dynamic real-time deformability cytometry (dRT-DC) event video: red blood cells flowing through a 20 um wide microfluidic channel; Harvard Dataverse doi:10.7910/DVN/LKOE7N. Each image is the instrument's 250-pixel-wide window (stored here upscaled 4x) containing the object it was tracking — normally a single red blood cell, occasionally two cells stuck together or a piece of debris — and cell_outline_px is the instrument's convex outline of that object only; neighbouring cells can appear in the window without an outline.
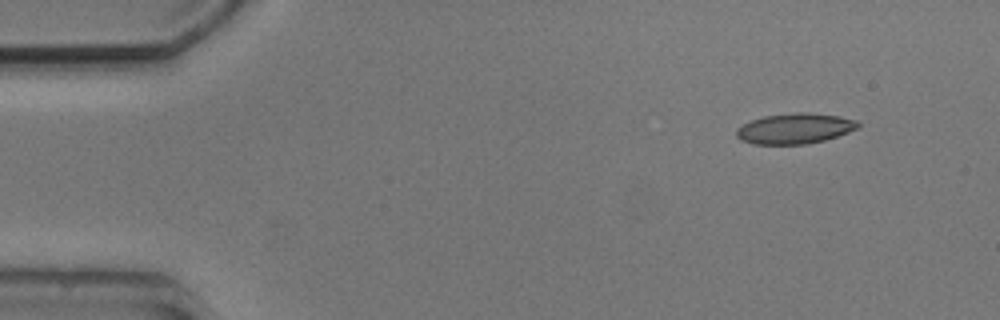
{"species": "common noctule bat (a hibernating species)", "species_latin": "Nyctalus noctula", "temperature_condition": "cold", "stored_images_in_passage": 4, "camera_frame_rate_fps": 3000, "um_per_image_px": 0.085, "animal": {"sex": "male", "body_mass_g": 20.5, "forearm_length_mm": 52.5}, "frame": {"image": 1, "passage_image": 1, "time_ms": 0.0, "image_size_px": [1000, 320], "cell_outline_px": [[860, 124], [856, 128], [848, 132], [824, 140], [808, 144], [752, 144], [740, 140], [736, 136], [736, 128], [752, 120], [764, 116], [796, 112], [808, 112], [840, 116], [856, 120]], "centroid_in_image_um": [67.54, 10.92], "position_along_channel_um": 17.5, "area_um2": 21.56}}